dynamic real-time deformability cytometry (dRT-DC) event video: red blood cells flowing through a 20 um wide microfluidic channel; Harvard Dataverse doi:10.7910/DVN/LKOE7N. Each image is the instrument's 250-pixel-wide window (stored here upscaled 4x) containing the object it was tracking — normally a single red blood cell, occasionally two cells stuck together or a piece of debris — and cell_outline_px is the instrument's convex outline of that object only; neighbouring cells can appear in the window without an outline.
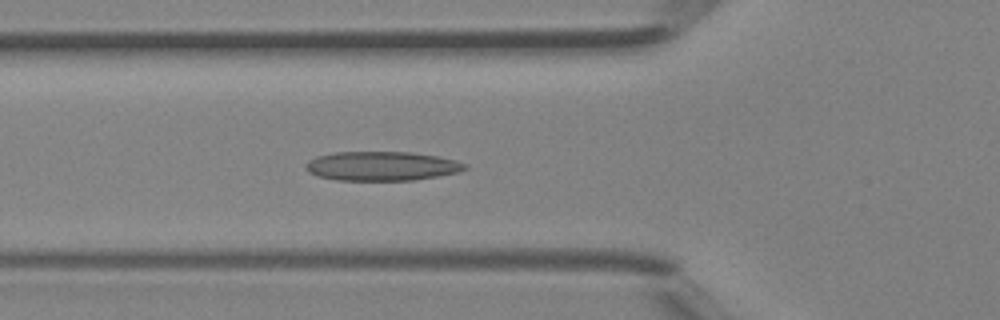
{"species": "Egyptian fruit bat (a non-hibernating species)", "species_latin": "Rousettus aegyptiacus", "temperature_condition": "room temperature", "stored_images_in_passage": 25, "camera_frame_rate_fps": 3000, "um_per_image_px": 0.085, "animal": {"sex": "female"}, "frame": {"image": 1, "passage_image": 6, "time_ms": 1.667, "image_size_px": [1000, 320], "cell_outline_px": [[468, 168], [460, 172], [412, 180], [336, 180], [316, 176], [308, 172], [304, 168], [304, 164], [308, 160], [316, 156], [336, 152], [412, 152], [440, 156], [456, 160], [468, 164]], "centroid_in_image_um": [32.44, 14.11], "position_along_channel_um": 93.4, "area_um2": 27.4}}
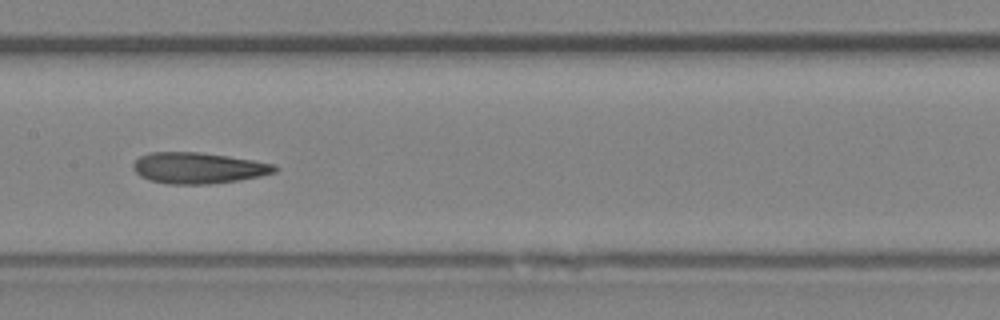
{"frame": {"image": 2, "passage_image": 12, "time_ms": 3.667, "image_size_px": [1000, 320], "cell_outline_px": [[280, 168], [276, 172], [260, 176], [240, 180], [208, 184], [168, 184], [148, 180], [140, 176], [132, 168], [132, 164], [140, 156], [152, 152], [200, 152], [228, 156], [276, 164]], "centroid_in_image_um": [16.87, 14.28], "position_along_channel_um": 190.5, "area_um2": 25.78}}
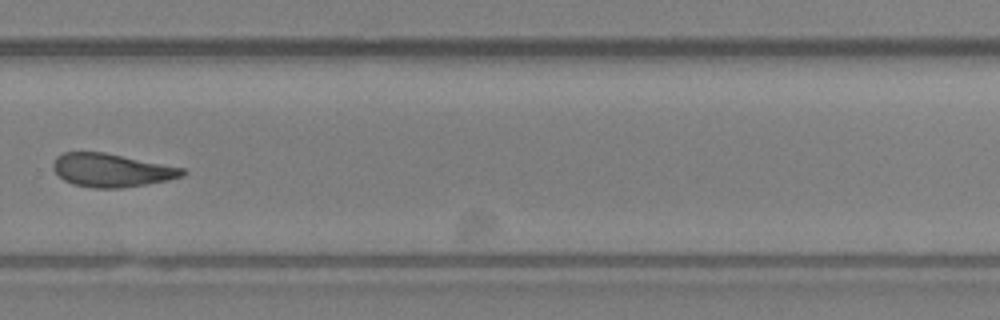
{"frame": {"image": 3, "passage_image": 20, "time_ms": 6.333, "image_size_px": [1000, 320], "cell_outline_px": [[188, 172], [180, 176], [168, 180], [120, 188], [92, 188], [72, 184], [64, 180], [52, 168], [52, 164], [56, 156], [64, 152], [104, 152], [184, 168]], "centroid_in_image_um": [9.45, 14.46], "position_along_channel_um": 320.4, "area_um2": 24.97}}